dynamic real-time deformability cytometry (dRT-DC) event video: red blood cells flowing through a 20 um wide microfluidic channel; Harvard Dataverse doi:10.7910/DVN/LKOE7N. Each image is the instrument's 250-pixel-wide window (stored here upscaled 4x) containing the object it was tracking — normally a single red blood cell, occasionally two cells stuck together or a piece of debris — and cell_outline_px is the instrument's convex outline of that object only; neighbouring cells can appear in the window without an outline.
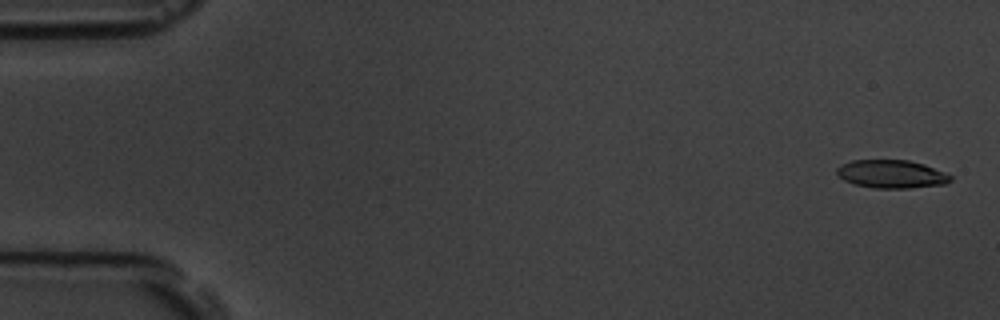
{"species": "common noctule bat (a hibernating species)", "species_latin": "Nyctalus noctula", "temperature_condition": "room temperature", "stored_images_in_passage": 5, "camera_frame_rate_fps": 3000, "um_per_image_px": 0.085, "animal": {"sex": "male", "body_mass_g": 19.5, "forearm_length_mm": 54.6}, "frame": {"image": 1, "passage_image": 1, "time_ms": 0.0, "image_size_px": [1000, 320], "cell_outline_px": [[952, 180], [944, 184], [908, 188], [876, 188], [856, 184], [844, 180], [836, 172], [836, 168], [840, 164], [852, 160], [908, 160], [924, 164], [944, 172], [952, 176]], "centroid_in_image_um": [75.77, 14.78], "position_along_channel_um": 9.2, "area_um2": 18.55}}
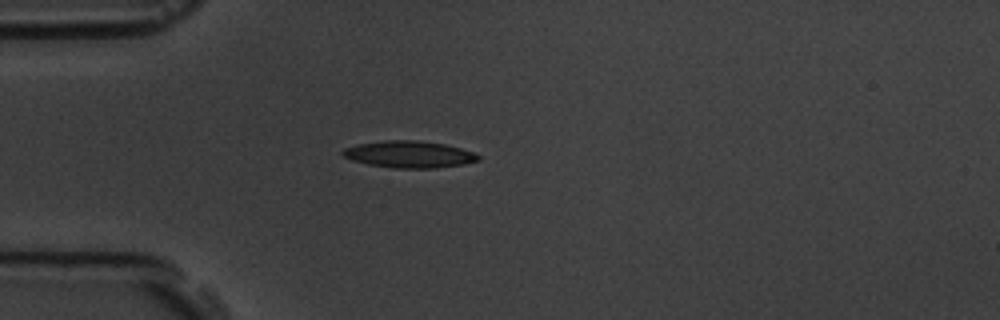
{"frame": {"image": 2, "passage_image": 5, "time_ms": 4.667, "image_size_px": [1000, 320], "cell_outline_px": [[480, 160], [464, 164], [436, 168], [396, 168], [368, 164], [352, 160], [344, 156], [340, 152], [344, 148], [356, 144], [384, 140], [420, 140], [444, 144], [460, 148], [472, 152], [480, 156]], "centroid_in_image_um": [34.76, 13.11], "position_along_channel_um": 50.2, "area_um2": 21.21}}